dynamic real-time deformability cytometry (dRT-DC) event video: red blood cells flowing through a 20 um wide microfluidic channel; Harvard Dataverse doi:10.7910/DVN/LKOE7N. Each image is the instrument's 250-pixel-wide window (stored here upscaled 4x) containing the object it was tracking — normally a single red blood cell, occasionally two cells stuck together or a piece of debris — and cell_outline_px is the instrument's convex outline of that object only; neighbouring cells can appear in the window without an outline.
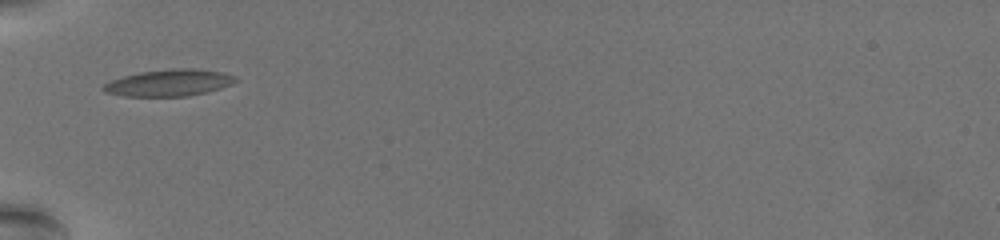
{"species": "common noctule bat (a hibernating species)", "species_latin": "Nyctalus noctula", "temperature_condition": "warm", "stored_images_in_passage": 39, "camera_frame_rate_fps": 3000, "um_per_image_px": 0.085, "animal": {"sex": "female", "body_mass_g": 19.5, "forearm_length_mm": 54.1}, "frame": {"image": 1, "passage_image": 1, "time_ms": 0.0, "image_size_px": [1000, 240], "cell_outline_px": [[236, 80], [232, 84], [220, 88], [188, 96], [124, 96], [104, 92], [100, 88], [104, 84], [112, 80], [124, 76], [140, 72], [176, 68], [192, 68], [220, 72], [236, 76]], "centroid_in_image_um": [14.34, 7.04], "position_along_channel_um": 70.7, "area_um2": 20.35}}
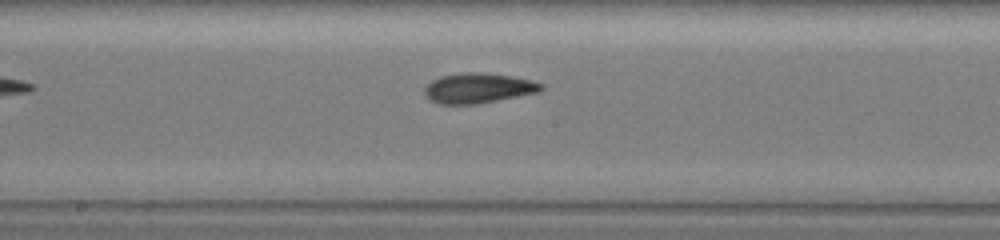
{"frame": {"image": 2, "passage_image": 13, "time_ms": 4.0, "image_size_px": [1000, 240], "cell_outline_px": [[544, 88], [540, 92], [476, 104], [440, 104], [428, 100], [424, 92], [424, 88], [432, 80], [440, 76], [464, 72], [476, 72], [508, 76], [532, 80], [544, 84]], "centroid_in_image_um": [40.64, 7.5], "position_along_channel_um": 207.6, "area_um2": 20.4}}
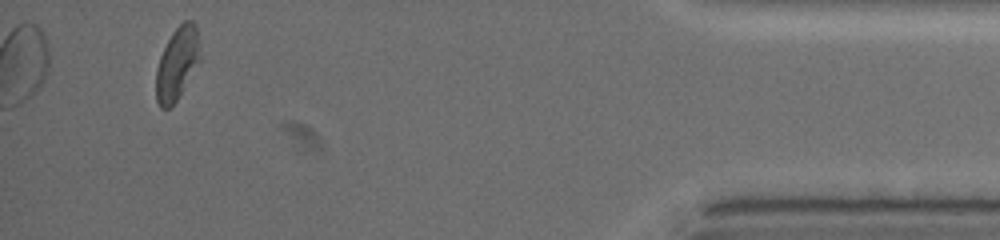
{"frame": {"image": 3, "passage_image": 36, "time_ms": 11.667, "image_size_px": [1000, 240], "cell_outline_px": [[200, 60], [176, 100], [168, 108], [160, 108], [156, 100], [156, 68], [160, 56], [172, 32], [184, 20], [192, 20], [196, 24]], "centroid_in_image_um": [15.03, 5.38], "position_along_channel_um": 420.2, "area_um2": 18.26}, "authors_computed_cell_mechanics": {"area_um2": 19.4786, "velocity_mm_per_s": 3.5142, "shape_relaxation_time_tau1_ms": 7.9849, "shape_relaxation_time_tau2_ms": 1.7805, "deformation_change_tau1": 0.1608, "deformation_change_tau2": 0.0913}}